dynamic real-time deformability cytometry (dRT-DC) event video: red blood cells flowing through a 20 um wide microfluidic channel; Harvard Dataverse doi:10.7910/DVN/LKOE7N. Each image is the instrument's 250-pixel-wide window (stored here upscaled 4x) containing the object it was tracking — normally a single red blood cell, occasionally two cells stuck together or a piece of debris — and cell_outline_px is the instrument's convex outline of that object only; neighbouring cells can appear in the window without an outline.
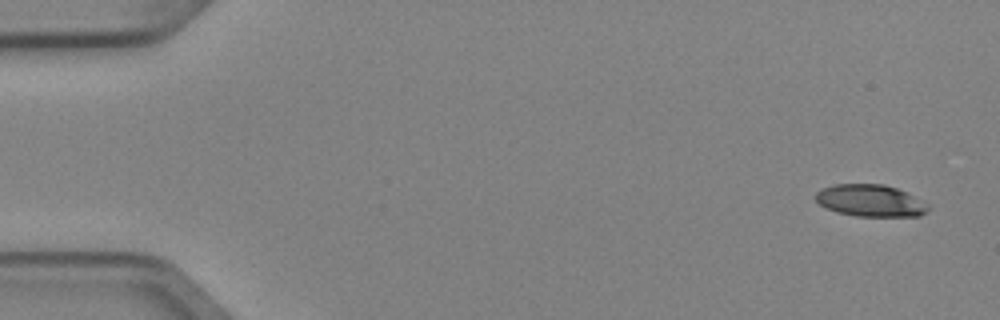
{"species": "Egyptian fruit bat (a non-hibernating species)", "species_latin": "Rousettus aegyptiacus", "temperature_condition": "cold", "stored_images_in_passage": 5, "segment_of_instrument_passage": [1, 2], "camera_frame_rate_fps": 3000, "um_per_image_px": 0.085, "animal": {"sex": "female"}, "frame": {"image": 1, "passage_image": 1, "time_ms": 0.0, "image_size_px": [1000, 320], "cell_outline_px": [[932, 208], [928, 212], [920, 216], [856, 216], [836, 212], [820, 204], [816, 200], [816, 192], [820, 188], [836, 184], [884, 184], [908, 192], [928, 204]], "centroid_in_image_um": [74.03, 17.05], "position_along_channel_um": 11.0, "area_um2": 21.15}}
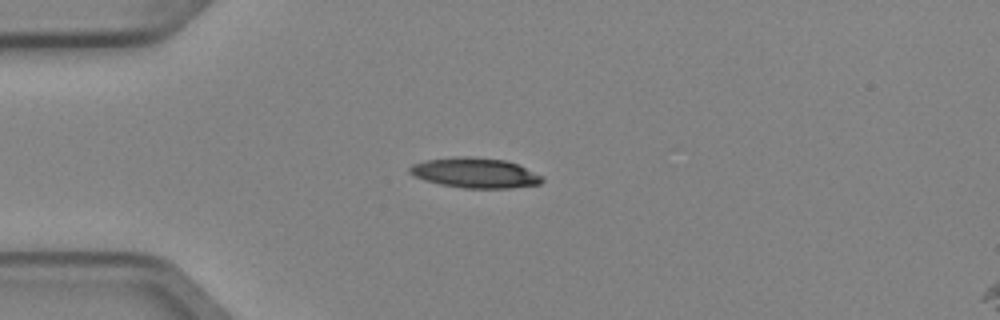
{"frame": {"image": 2, "passage_image": 4, "time_ms": 1.0, "image_size_px": [1000, 320], "cell_outline_px": [[544, 180], [540, 184], [512, 188], [464, 188], [440, 184], [424, 180], [412, 176], [408, 172], [408, 168], [412, 164], [424, 160], [452, 156], [468, 156], [504, 160], [516, 164], [544, 176]], "centroid_in_image_um": [40.34, 14.69], "position_along_channel_um": 44.7, "area_um2": 23.47}}